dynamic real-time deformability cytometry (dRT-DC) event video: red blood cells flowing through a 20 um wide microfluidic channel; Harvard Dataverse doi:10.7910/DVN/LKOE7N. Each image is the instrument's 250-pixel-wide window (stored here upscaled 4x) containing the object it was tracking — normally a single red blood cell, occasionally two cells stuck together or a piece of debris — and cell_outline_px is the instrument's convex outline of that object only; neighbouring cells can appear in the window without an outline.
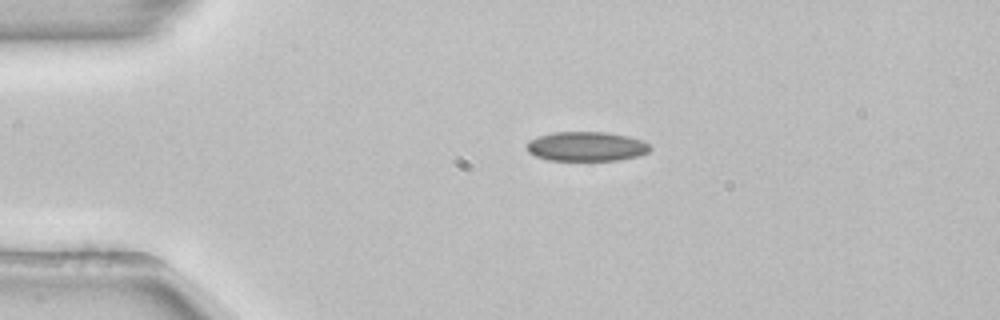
{"species": "common noctule bat (a hibernating species)", "species_latin": "Nyctalus noctula", "temperature_condition": "room temperature", "stored_images_in_passage": 42, "camera_frame_rate_fps": 3000, "um_per_image_px": 0.085, "animal": {"sex": "female", "body_mass_g": 22.7, "forearm_length_mm": 54.2}, "frame": {"image": 1, "passage_image": 1, "time_ms": 0.0, "image_size_px": [1000, 320], "cell_outline_px": [[652, 148], [648, 152], [640, 156], [620, 160], [548, 160], [536, 156], [528, 152], [524, 144], [528, 140], [552, 132], [608, 132], [628, 136], [644, 140]], "centroid_in_image_um": [49.85, 12.44], "position_along_channel_um": 35.1, "area_um2": 21.44}}
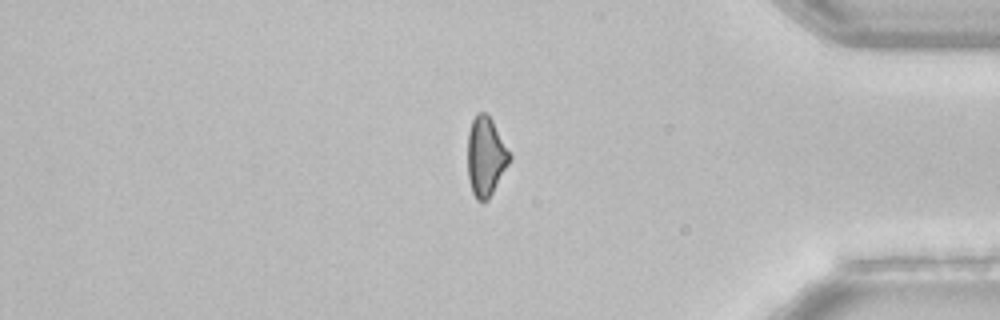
{"frame": {"image": 2, "passage_image": 34, "time_ms": 11.0, "image_size_px": [1000, 320], "cell_outline_px": [[512, 156], [508, 164], [488, 200], [476, 200], [472, 192], [468, 180], [468, 132], [472, 120], [476, 112], [484, 112], [492, 120]], "centroid_in_image_um": [41.27, 13.29], "position_along_channel_um": 393.9, "area_um2": 19.19}}
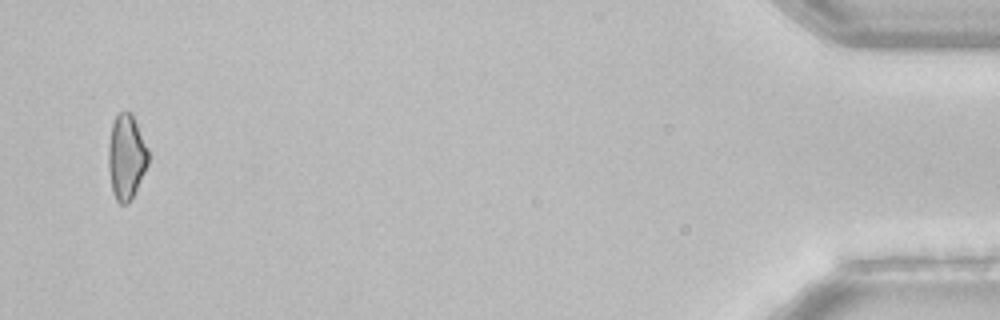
{"frame": {"image": 3, "passage_image": 41, "time_ms": 13.333, "image_size_px": [1000, 320], "cell_outline_px": [[148, 164], [128, 204], [120, 204], [116, 200], [112, 192], [108, 168], [108, 148], [112, 124], [116, 116], [120, 112], [128, 112], [132, 116], [148, 148]], "centroid_in_image_um": [10.71, 13.37], "position_along_channel_um": 424.5, "area_um2": 19.36}}